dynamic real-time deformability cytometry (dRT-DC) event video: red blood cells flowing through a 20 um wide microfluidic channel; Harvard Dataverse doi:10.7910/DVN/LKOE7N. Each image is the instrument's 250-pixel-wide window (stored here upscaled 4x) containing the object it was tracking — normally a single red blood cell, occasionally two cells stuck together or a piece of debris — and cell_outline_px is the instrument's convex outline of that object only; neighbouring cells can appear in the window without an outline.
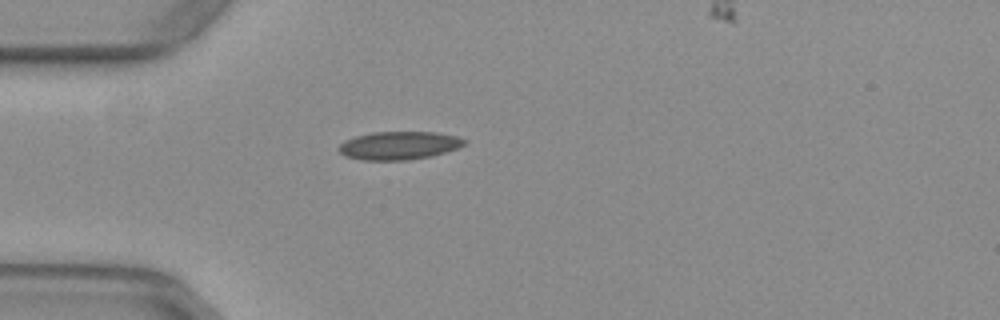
{"species": "common noctule bat (a hibernating species)", "species_latin": "Nyctalus noctula", "temperature_condition": "warm", "stored_images_in_passage": 35, "camera_frame_rate_fps": 3000, "um_per_image_px": 0.085, "animal": {"sex": "female", "body_mass_g": 29.2, "forearm_length_mm": 56.3}, "frame": {"image": 1, "passage_image": 1, "time_ms": 0.0, "image_size_px": [1000, 320], "cell_outline_px": [[468, 140], [464, 144], [456, 148], [432, 156], [408, 160], [360, 160], [344, 156], [336, 148], [344, 140], [356, 136], [372, 132], [436, 132], [456, 136]], "centroid_in_image_um": [33.87, 12.37], "position_along_channel_um": 51.1, "area_um2": 20.69}}
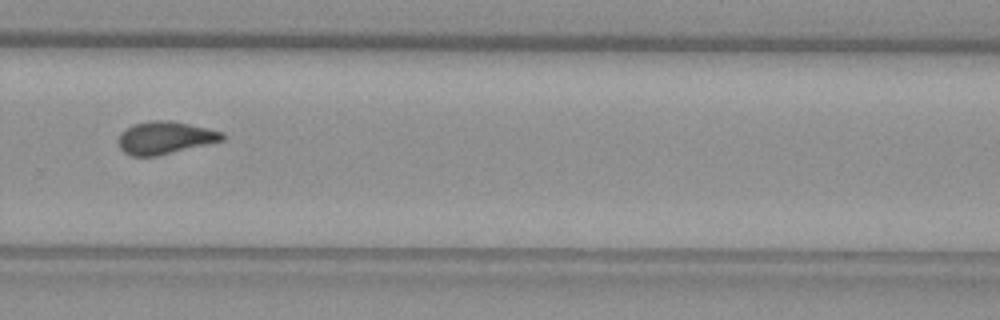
{"frame": {"image": 2, "passage_image": 22, "time_ms": 7.0, "image_size_px": [1000, 320], "cell_outline_px": [[224, 140], [156, 156], [132, 156], [124, 152], [120, 148], [120, 132], [132, 124], [152, 120], [168, 120], [208, 128], [224, 132]], "centroid_in_image_um": [14.02, 11.7], "position_along_channel_um": 315.8, "area_um2": 19.54}}
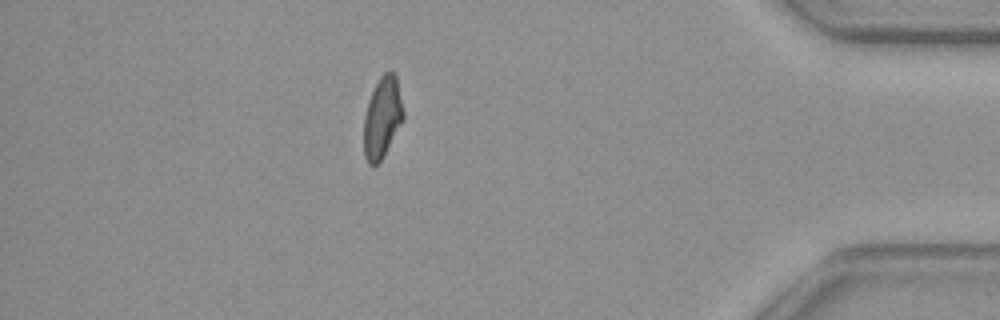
{"frame": {"image": 3, "passage_image": 32, "time_ms": 10.333, "image_size_px": [1000, 320], "cell_outline_px": [[404, 120], [384, 156], [372, 168], [368, 164], [364, 156], [364, 116], [368, 100], [380, 76], [384, 72], [392, 72], [396, 76], [404, 112]], "centroid_in_image_um": [32.49, 10.03], "position_along_channel_um": 402.7, "area_um2": 18.79}, "authors_computed_cell_mechanics": {"area_um2": 19.8254, "velocity_mm_per_s": 3.9495, "shape_relaxation_time_tau1_ms": null, "shape_relaxation_time_tau2_ms": 1.4218, "deformation_change_tau1": null, "deformation_change_tau2": 0.0574}}